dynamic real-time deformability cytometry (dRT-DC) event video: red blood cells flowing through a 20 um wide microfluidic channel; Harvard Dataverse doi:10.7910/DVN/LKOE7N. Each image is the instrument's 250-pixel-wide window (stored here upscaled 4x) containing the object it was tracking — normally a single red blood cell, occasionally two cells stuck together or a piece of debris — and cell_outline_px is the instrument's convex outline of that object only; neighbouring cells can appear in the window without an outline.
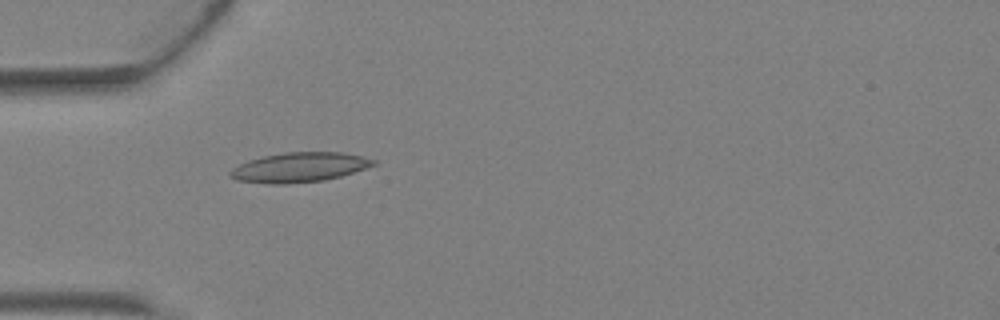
{"species": "Egyptian fruit bat (a non-hibernating species)", "species_latin": "Rousettus aegyptiacus", "temperature_condition": "warm", "stored_images_in_passage": 4, "camera_frame_rate_fps": 3000, "um_per_image_px": 0.085, "animal": {"sex": "female"}, "frame": {"image": 1, "passage_image": 3, "time_ms": 0.667, "image_size_px": [1000, 320], "cell_outline_px": [[376, 164], [340, 176], [324, 180], [284, 184], [272, 184], [236, 180], [228, 176], [228, 172], [232, 168], [248, 160], [264, 156], [284, 152], [344, 152], [376, 160]], "centroid_in_image_um": [25.4, 14.22], "position_along_channel_um": 59.6, "area_um2": 24.62}}
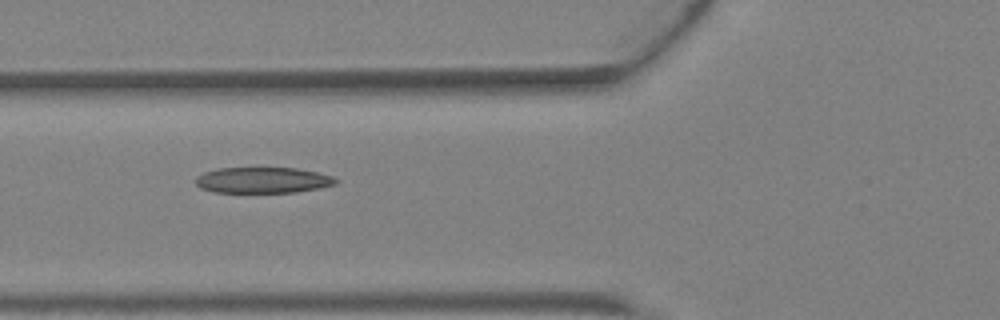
{"frame": {"image": 2, "passage_image": 4, "time_ms": 1.0, "image_size_px": [1000, 320], "cell_outline_px": [[340, 180], [336, 184], [320, 188], [296, 192], [212, 192], [200, 188], [196, 184], [196, 176], [204, 172], [220, 168], [296, 168], [320, 172], [332, 176]], "centroid_in_image_um": [22.37, 15.31], "position_along_channel_um": 103.4, "area_um2": 21.27}}